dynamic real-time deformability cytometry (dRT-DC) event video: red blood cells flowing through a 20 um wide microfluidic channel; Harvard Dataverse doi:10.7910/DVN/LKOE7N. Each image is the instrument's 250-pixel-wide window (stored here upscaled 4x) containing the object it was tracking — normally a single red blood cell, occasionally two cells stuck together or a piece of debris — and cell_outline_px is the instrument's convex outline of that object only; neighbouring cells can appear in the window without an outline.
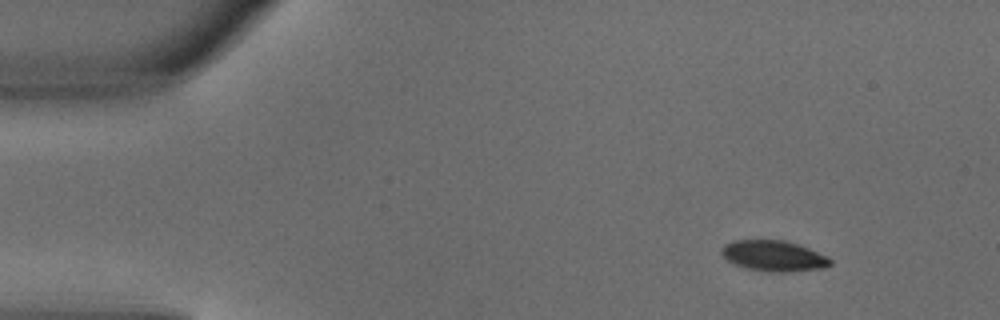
{"species": "common noctule bat (a hibernating species)", "species_latin": "Nyctalus noctula", "temperature_condition": "warm", "stored_images_in_passage": 4, "camera_frame_rate_fps": 3000, "um_per_image_px": 0.085, "animal": {"sex": "male", "body_mass_g": 18.8}, "frame": {"image": 1, "passage_image": 1, "time_ms": 0.0, "image_size_px": [1000, 320], "cell_outline_px": [[832, 264], [824, 268], [784, 272], [768, 272], [748, 268], [736, 264], [728, 260], [720, 252], [724, 244], [736, 240], [784, 240], [808, 248], [828, 256], [832, 260]], "centroid_in_image_um": [65.79, 21.75], "position_along_channel_um": 19.2, "area_um2": 19.31}}
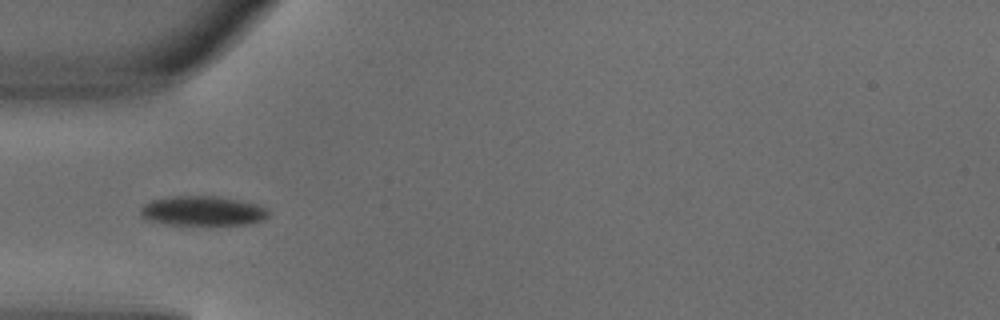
{"frame": {"image": 2, "passage_image": 4, "time_ms": 1.0, "image_size_px": [1000, 320], "cell_outline_px": [[268, 216], [264, 220], [248, 224], [164, 224], [148, 220], [140, 216], [140, 208], [144, 204], [152, 200], [172, 196], [216, 196], [240, 200], [256, 204], [264, 208], [268, 212]], "centroid_in_image_um": [17.19, 17.92], "position_along_channel_um": 67.8, "area_um2": 21.96}}